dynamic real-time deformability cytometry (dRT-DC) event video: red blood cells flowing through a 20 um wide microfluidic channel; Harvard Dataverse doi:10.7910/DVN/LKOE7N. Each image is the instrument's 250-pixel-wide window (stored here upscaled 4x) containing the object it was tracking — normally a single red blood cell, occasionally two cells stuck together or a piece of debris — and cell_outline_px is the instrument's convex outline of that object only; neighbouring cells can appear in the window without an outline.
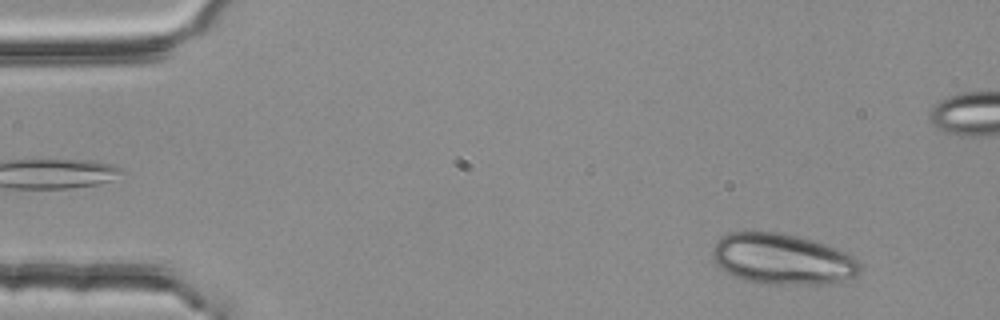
{"species": "common noctule bat (a hibernating species)", "species_latin": "Nyctalus noctula", "temperature_condition": "room temperature", "stored_images_in_passage": 4, "camera_frame_rate_fps": 3000, "um_per_image_px": 0.085, "animal": {"sex": "female", "body_mass_g": 25.1}, "frame": {"image": 1, "passage_image": 1, "time_ms": 0.0, "image_size_px": [1000, 320], "cell_outline_px": [[860, 272], [856, 276], [824, 284], [768, 284], [744, 280], [720, 268], [712, 260], [712, 248], [716, 240], [732, 232], [752, 228], [780, 232], [812, 240], [836, 248], [852, 256], [860, 264]], "centroid_in_image_um": [66.43, 21.98], "position_along_channel_um": 18.6, "area_um2": 44.1}}